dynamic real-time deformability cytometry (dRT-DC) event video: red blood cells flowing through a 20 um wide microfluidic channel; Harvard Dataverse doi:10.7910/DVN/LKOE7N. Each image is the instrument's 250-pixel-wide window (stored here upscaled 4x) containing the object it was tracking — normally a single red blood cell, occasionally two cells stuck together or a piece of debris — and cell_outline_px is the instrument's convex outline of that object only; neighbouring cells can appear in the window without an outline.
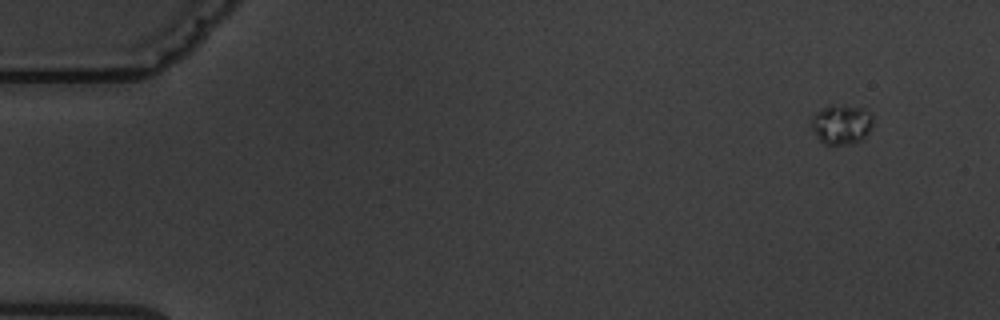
{"species": "common noctule bat (a hibernating species)", "species_latin": "Nyctalus noctula", "temperature_condition": "warm", "stored_images_in_passage": 5, "camera_frame_rate_fps": 3000, "um_per_image_px": 0.085, "animal": {"sex": "male", "body_mass_g": 19.5, "forearm_length_mm": 54.6}, "frame": {"image": 1, "passage_image": 1, "time_ms": 0.0, "image_size_px": [1000, 320], "cell_outline_px": [[872, 128], [860, 140], [848, 144], [824, 144], [816, 136], [808, 124], [812, 112], [832, 104], [844, 104], [864, 108], [872, 112]], "centroid_in_image_um": [71.47, 10.52], "position_along_channel_um": 13.5, "area_um2": 14.8}}